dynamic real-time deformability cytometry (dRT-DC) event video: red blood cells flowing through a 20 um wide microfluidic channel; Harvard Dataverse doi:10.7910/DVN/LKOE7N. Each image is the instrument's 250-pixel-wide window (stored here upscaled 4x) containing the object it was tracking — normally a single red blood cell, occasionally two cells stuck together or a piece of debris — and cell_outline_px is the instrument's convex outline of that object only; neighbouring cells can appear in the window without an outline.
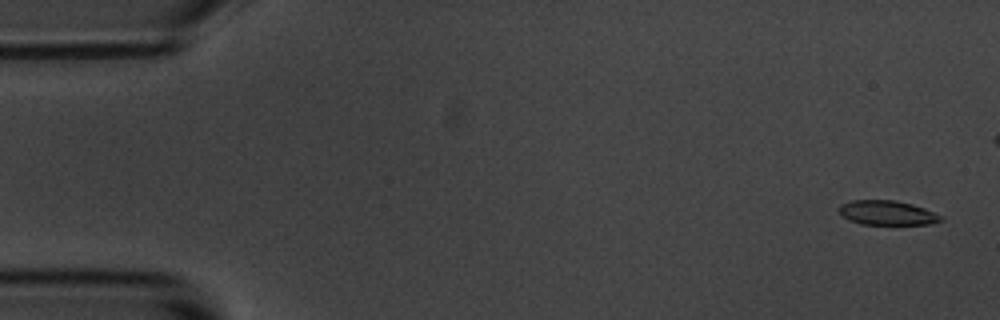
{"species": "common noctule bat (a hibernating species)", "species_latin": "Nyctalus noctula", "temperature_condition": "room temperature", "stored_images_in_passage": 3, "camera_frame_rate_fps": 3000, "um_per_image_px": 0.085, "animal": {"sex": "male", "body_mass_g": 20.1, "forearm_length_mm": 53.5}, "frame": {"image": 1, "passage_image": 1, "time_ms": 0.0, "image_size_px": [1000, 320], "cell_outline_px": [[944, 220], [932, 224], [860, 224], [848, 220], [836, 208], [840, 204], [852, 200], [896, 200], [912, 204], [924, 208], [944, 216]], "centroid_in_image_um": [75.42, 18.09], "position_along_channel_um": 9.6, "area_um2": 14.68}}